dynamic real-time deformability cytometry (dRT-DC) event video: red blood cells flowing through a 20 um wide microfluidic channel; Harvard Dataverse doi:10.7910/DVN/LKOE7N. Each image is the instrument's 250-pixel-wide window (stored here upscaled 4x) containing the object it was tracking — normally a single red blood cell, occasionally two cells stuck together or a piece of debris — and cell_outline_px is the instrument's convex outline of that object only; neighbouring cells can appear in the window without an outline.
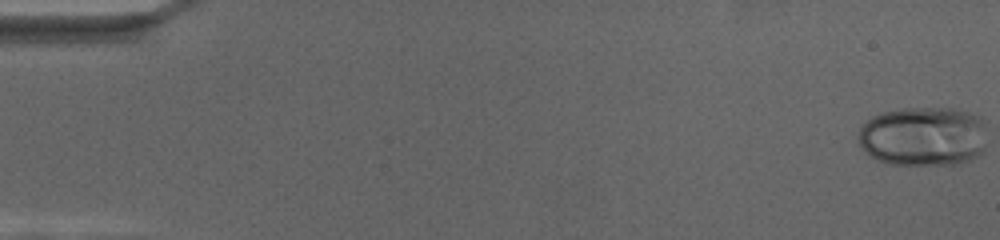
{"species": "human", "species_latin": "Homo sapiens", "temperature_condition": "cold", "stored_images_in_passage": 70, "camera_frame_rate_fps": 3000, "um_per_image_px": 0.085, "donor": {"sex": "female"}, "frame": {"image": 1, "passage_image": 1, "time_ms": 0.0, "image_size_px": [1000, 240], "cell_outline_px": [[984, 152], [980, 156], [972, 160], [956, 164], [888, 164], [876, 160], [868, 156], [860, 148], [856, 136], [860, 128], [872, 116], [884, 112], [904, 108], [960, 108], [980, 116], [984, 120]], "centroid_in_image_um": [78.47, 11.59], "position_along_channel_um": 6.5, "area_um2": 45.49}}
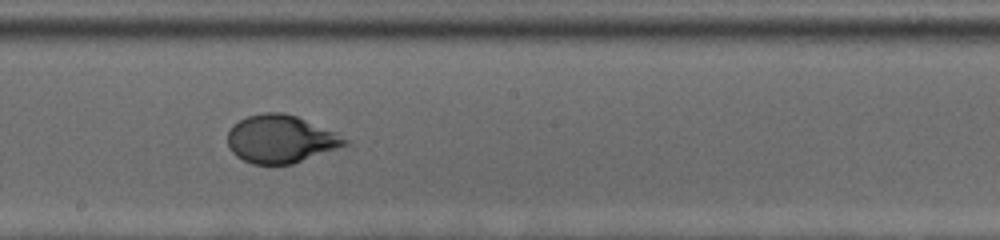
{"frame": {"image": 2, "passage_image": 40, "time_ms": 13.0, "image_size_px": [1000, 240], "cell_outline_px": [[352, 144], [292, 164], [252, 164], [236, 156], [228, 148], [228, 132], [232, 124], [248, 116], [264, 112], [284, 112], [296, 116], [336, 132], [348, 140]], "centroid_in_image_um": [23.87, 11.82], "position_along_channel_um": 224.3, "area_um2": 32.89}}
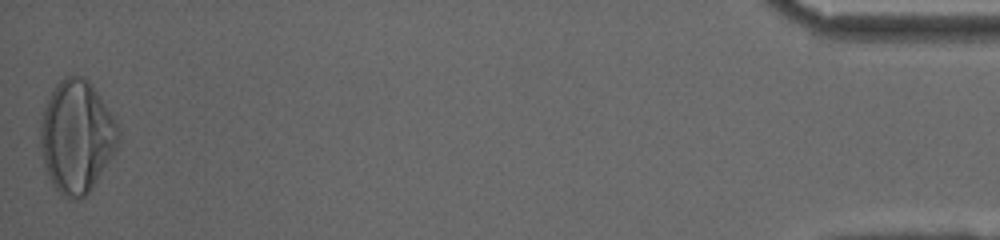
{"frame": {"image": 3, "passage_image": 70, "time_ms": 23.0, "image_size_px": [1000, 240], "cell_outline_px": [[120, 144], [92, 188], [84, 196], [76, 200], [68, 200], [52, 184], [44, 160], [40, 144], [40, 120], [44, 108], [52, 88], [64, 76], [80, 76], [88, 80], [92, 84], [112, 116], [120, 132]], "centroid_in_image_um": [6.52, 11.6], "position_along_channel_um": 428.7, "area_um2": 50.86}}